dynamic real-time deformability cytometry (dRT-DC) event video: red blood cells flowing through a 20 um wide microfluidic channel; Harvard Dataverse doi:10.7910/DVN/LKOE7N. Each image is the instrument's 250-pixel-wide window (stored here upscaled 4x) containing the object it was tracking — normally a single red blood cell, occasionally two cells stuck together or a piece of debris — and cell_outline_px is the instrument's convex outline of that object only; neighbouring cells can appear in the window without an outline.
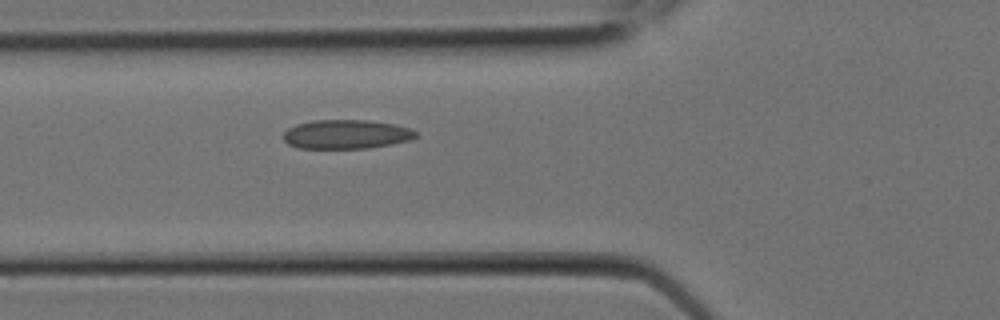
{"species": "Egyptian fruit bat (a non-hibernating species)", "species_latin": "Rousettus aegyptiacus", "temperature_condition": "room temperature", "stored_images_in_passage": 2, "camera_frame_rate_fps": 3000, "um_per_image_px": 0.085, "animal": {"sex": "female"}, "frame": {"image": 1, "passage_image": 2, "time_ms": 0.333, "image_size_px": [1000, 320], "cell_outline_px": [[416, 136], [408, 140], [392, 144], [368, 148], [300, 148], [288, 144], [284, 140], [284, 132], [288, 128], [296, 124], [312, 120], [368, 120], [392, 124], [408, 128], [416, 132]], "centroid_in_image_um": [29.39, 11.41], "position_along_channel_um": 96.4, "area_um2": 22.25}}